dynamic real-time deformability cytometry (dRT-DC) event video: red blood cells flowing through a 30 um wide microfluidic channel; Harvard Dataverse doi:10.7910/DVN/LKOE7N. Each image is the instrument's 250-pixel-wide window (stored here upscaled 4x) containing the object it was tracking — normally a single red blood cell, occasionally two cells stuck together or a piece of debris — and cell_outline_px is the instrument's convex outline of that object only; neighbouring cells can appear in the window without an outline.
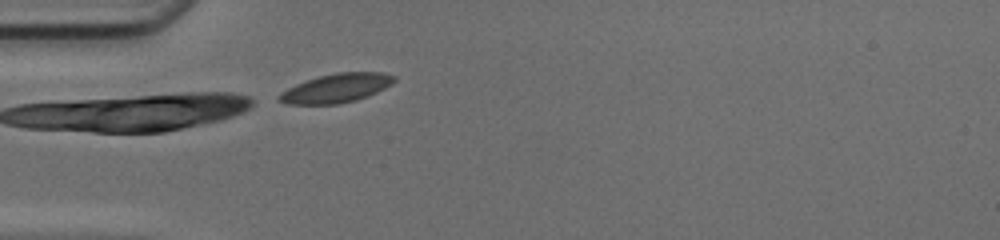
{"species": "common noctule bat (a hibernating species)", "species_latin": "Nyctalus noctula", "temperature_condition": "cold", "stored_images_in_passage": 22, "camera_frame_rate_fps": 3000, "um_per_image_px": 0.085, "animal": {"sex": "female", "body_mass_g": 17.0, "forearm_length_mm": 48.0}, "frame": {"image": 1, "passage_image": 1, "time_ms": 0.0, "image_size_px": [1000, 240], "cell_outline_px": [[396, 80], [392, 84], [368, 96], [356, 100], [336, 104], [288, 104], [276, 100], [276, 96], [280, 92], [296, 84], [320, 76], [336, 72], [384, 72], [396, 76]], "centroid_in_image_um": [28.58, 7.49], "position_along_channel_um": 56.4, "area_um2": 19.42}}
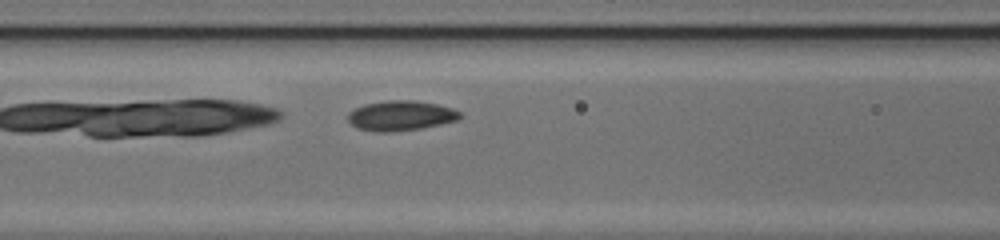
{"frame": {"image": 2, "passage_image": 7, "time_ms": 2.0, "image_size_px": [1000, 240], "cell_outline_px": [[460, 116], [456, 120], [440, 124], [420, 128], [388, 132], [376, 132], [356, 128], [348, 120], [348, 112], [364, 104], [388, 100], [412, 100], [436, 104], [452, 108], [460, 112]], "centroid_in_image_um": [34.02, 9.83], "position_along_channel_um": 132.6, "area_um2": 19.36}}
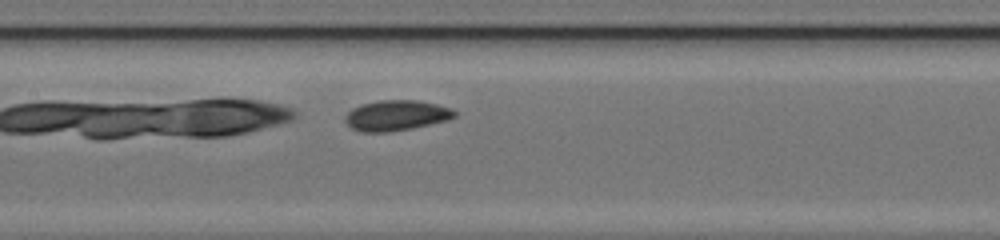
{"frame": {"image": 3, "passage_image": 10, "time_ms": 3.0, "image_size_px": [1000, 240], "cell_outline_px": [[456, 116], [448, 120], [412, 128], [388, 132], [360, 132], [352, 128], [344, 120], [344, 116], [352, 108], [364, 104], [380, 100], [416, 100], [436, 104], [452, 108], [456, 112]], "centroid_in_image_um": [33.68, 9.81], "position_along_channel_um": 173.7, "area_um2": 19.36}}